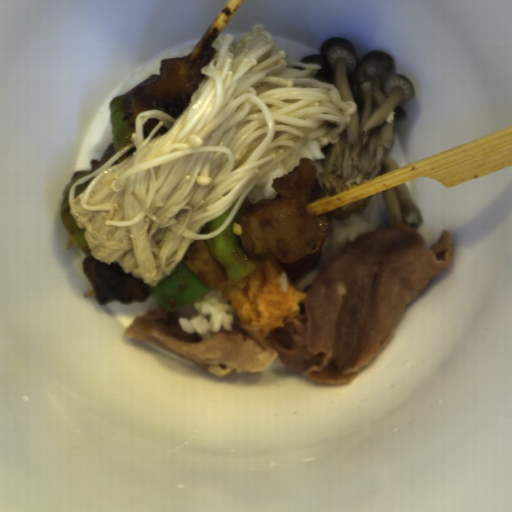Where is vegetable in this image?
<instances>
[{"mask_svg": "<svg viewBox=\"0 0 512 512\" xmlns=\"http://www.w3.org/2000/svg\"><path fill=\"white\" fill-rule=\"evenodd\" d=\"M146 286L156 308L159 306L170 313L201 299L214 288L206 285L182 262V259L168 276L157 282L156 286H150L148 283Z\"/></svg>", "mask_w": 512, "mask_h": 512, "instance_id": "add77e79", "label": "vegetable"}, {"mask_svg": "<svg viewBox=\"0 0 512 512\" xmlns=\"http://www.w3.org/2000/svg\"><path fill=\"white\" fill-rule=\"evenodd\" d=\"M206 242L211 256L220 263L230 282L238 281L255 270L257 265L240 248L233 219L221 233L206 239Z\"/></svg>", "mask_w": 512, "mask_h": 512, "instance_id": "ea0f7189", "label": "vegetable"}, {"mask_svg": "<svg viewBox=\"0 0 512 512\" xmlns=\"http://www.w3.org/2000/svg\"><path fill=\"white\" fill-rule=\"evenodd\" d=\"M90 170L76 171L72 174L68 184L62 189V206L59 217L71 240V242L88 258L93 257L87 241L84 239L86 229H79L76 221L70 213V202L68 200L72 185L79 179L91 174Z\"/></svg>", "mask_w": 512, "mask_h": 512, "instance_id": "f7b5029e", "label": "vegetable"}, {"mask_svg": "<svg viewBox=\"0 0 512 512\" xmlns=\"http://www.w3.org/2000/svg\"><path fill=\"white\" fill-rule=\"evenodd\" d=\"M109 112L112 129L113 146L116 153L125 146L134 142L131 141L134 127L125 121L129 117L128 97L126 95H118L109 102Z\"/></svg>", "mask_w": 512, "mask_h": 512, "instance_id": "96ceb2fe", "label": "vegetable"}, {"mask_svg": "<svg viewBox=\"0 0 512 512\" xmlns=\"http://www.w3.org/2000/svg\"><path fill=\"white\" fill-rule=\"evenodd\" d=\"M230 211L231 210L227 209L222 214H220L218 216H215V217L211 218L209 221L206 222L207 231H208L209 234L222 226V224L227 219Z\"/></svg>", "mask_w": 512, "mask_h": 512, "instance_id": "f1789d4c", "label": "vegetable"}, {"mask_svg": "<svg viewBox=\"0 0 512 512\" xmlns=\"http://www.w3.org/2000/svg\"><path fill=\"white\" fill-rule=\"evenodd\" d=\"M93 178V177H92ZM91 179H89L88 181H86L85 183H82L80 185H77L75 188H74V198L75 197H79L83 192L84 190L87 188V186L90 184L91 182Z\"/></svg>", "mask_w": 512, "mask_h": 512, "instance_id": "8f37a823", "label": "vegetable"}, {"mask_svg": "<svg viewBox=\"0 0 512 512\" xmlns=\"http://www.w3.org/2000/svg\"><path fill=\"white\" fill-rule=\"evenodd\" d=\"M137 147L133 146L130 150H128L122 157L117 160V164L125 161L130 155H132L136 151Z\"/></svg>", "mask_w": 512, "mask_h": 512, "instance_id": "6e5ebb59", "label": "vegetable"}]
</instances>
